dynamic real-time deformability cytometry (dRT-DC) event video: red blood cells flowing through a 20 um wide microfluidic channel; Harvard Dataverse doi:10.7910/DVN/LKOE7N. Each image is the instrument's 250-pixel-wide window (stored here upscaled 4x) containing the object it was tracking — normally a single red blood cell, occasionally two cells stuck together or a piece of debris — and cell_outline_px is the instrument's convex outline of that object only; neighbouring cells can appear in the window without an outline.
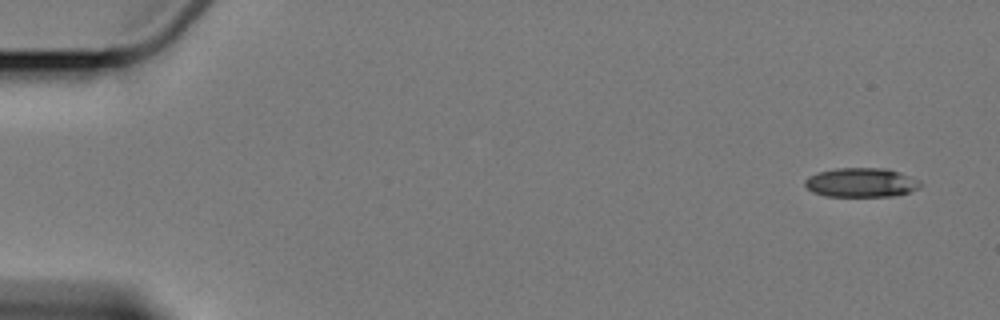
{"species": "Egyptian fruit bat (a non-hibernating species)", "species_latin": "Rousettus aegyptiacus", "temperature_condition": "cold", "stored_images_in_passage": 9, "camera_frame_rate_fps": 3000, "um_per_image_px": 0.085, "animal": {"sex": "female"}, "frame": {"image": 1, "passage_image": 1, "time_ms": 0.0, "image_size_px": [1000, 320], "cell_outline_px": [[924, 184], [920, 188], [896, 196], [828, 196], [812, 192], [804, 184], [804, 180], [808, 176], [820, 172], [836, 168], [884, 168], [908, 176]], "centroid_in_image_um": [73.18, 15.52], "position_along_channel_um": 11.8, "area_um2": 19.48}}
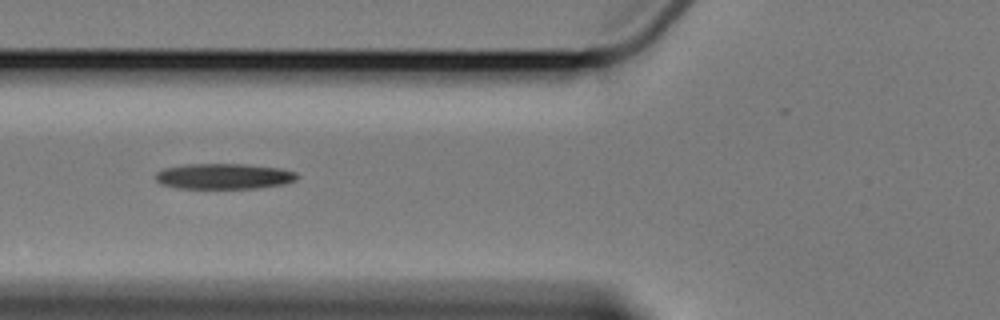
{"frame": {"image": 2, "passage_image": 6, "time_ms": 6.667, "image_size_px": [1000, 320], "cell_outline_px": [[300, 176], [296, 180], [284, 184], [256, 188], [180, 188], [160, 184], [156, 180], [156, 172], [164, 168], [184, 164], [244, 164], [280, 168], [296, 172]], "centroid_in_image_um": [19.04, 14.98], "position_along_channel_um": 106.8, "area_um2": 21.15}}
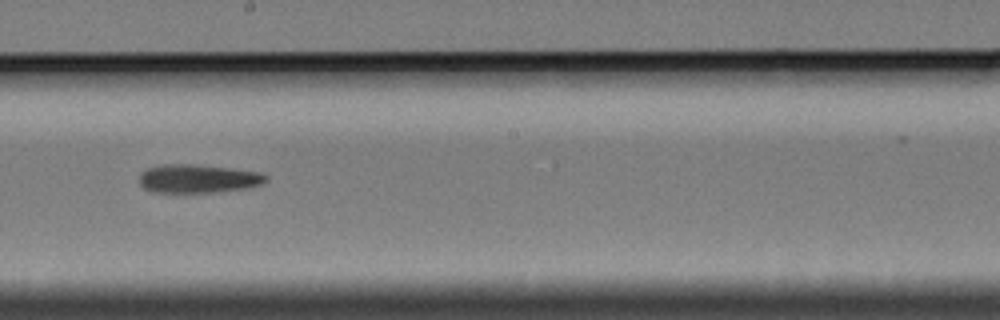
{"frame": {"image": 3, "passage_image": 9, "time_ms": 10.333, "image_size_px": [1000, 320], "cell_outline_px": [[268, 180], [260, 184], [244, 188], [220, 192], [184, 196], [152, 192], [144, 188], [140, 184], [140, 172], [148, 168], [164, 164], [192, 164], [228, 168], [260, 172], [268, 176]], "centroid_in_image_um": [16.77, 15.24], "position_along_channel_um": 231.4, "area_um2": 21.91}}